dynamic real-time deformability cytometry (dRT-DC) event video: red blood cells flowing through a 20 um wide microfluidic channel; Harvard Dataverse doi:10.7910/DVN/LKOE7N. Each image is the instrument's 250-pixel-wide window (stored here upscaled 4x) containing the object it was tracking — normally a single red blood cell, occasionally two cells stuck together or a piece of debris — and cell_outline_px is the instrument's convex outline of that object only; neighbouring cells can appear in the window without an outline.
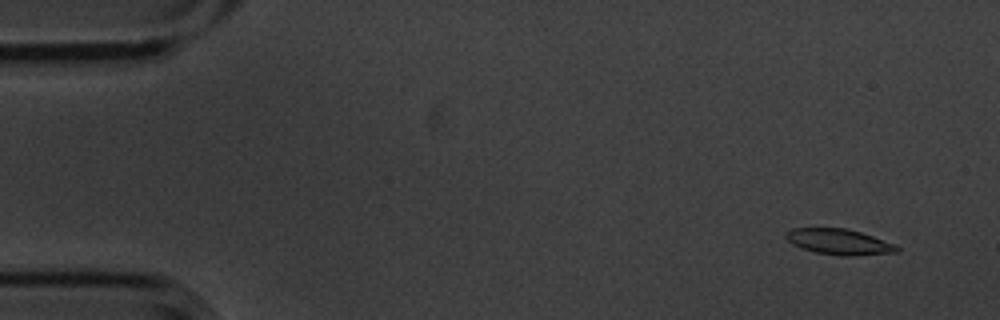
{"species": "common noctule bat (a hibernating species)", "species_latin": "Nyctalus noctula", "temperature_condition": "cold", "stored_images_in_passage": 5, "camera_frame_rate_fps": 3000, "um_per_image_px": 0.085, "animal": {"sex": "male", "body_mass_g": 20.1, "forearm_length_mm": 53.5}, "frame": {"image": 1, "passage_image": 1, "time_ms": 0.0, "image_size_px": [1000, 320], "cell_outline_px": [[900, 252], [856, 256], [840, 256], [816, 252], [792, 244], [784, 236], [792, 228], [844, 228], [860, 232], [896, 244], [900, 248]], "centroid_in_image_um": [71.38, 20.56], "position_along_channel_um": 13.6, "area_um2": 16.59}}
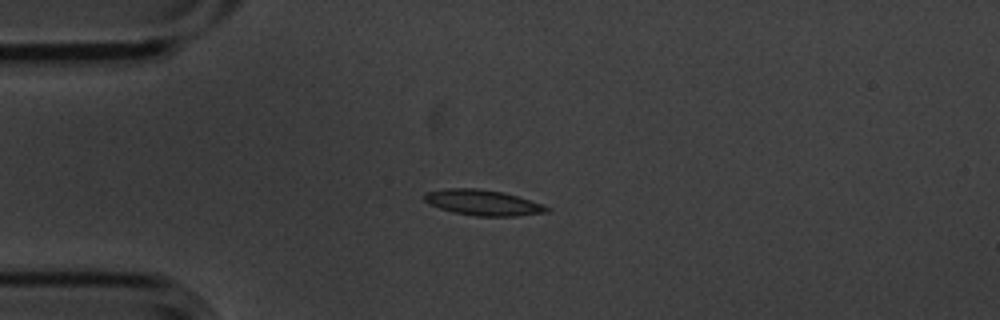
{"frame": {"image": 2, "passage_image": 4, "time_ms": 1.0, "image_size_px": [1000, 320], "cell_outline_px": [[552, 208], [548, 212], [516, 216], [476, 216], [452, 212], [428, 204], [424, 200], [424, 192], [448, 188], [476, 188], [504, 192]], "centroid_in_image_um": [41.01, 17.22], "position_along_channel_um": 44.0, "area_um2": 18.21}}